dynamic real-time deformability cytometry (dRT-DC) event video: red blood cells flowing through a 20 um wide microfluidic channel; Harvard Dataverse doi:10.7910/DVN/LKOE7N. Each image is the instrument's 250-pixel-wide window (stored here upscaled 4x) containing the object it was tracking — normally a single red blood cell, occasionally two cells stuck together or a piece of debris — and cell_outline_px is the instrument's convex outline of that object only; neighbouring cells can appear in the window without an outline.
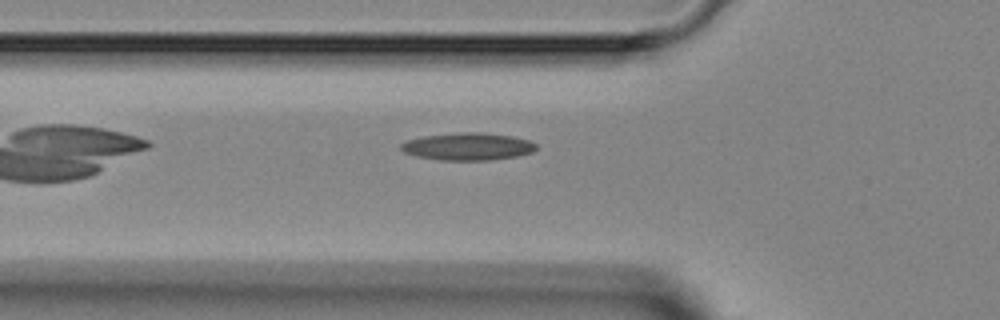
{"species": "Egyptian fruit bat (a non-hibernating species)", "species_latin": "Rousettus aegyptiacus", "temperature_condition": "room temperature", "stored_images_in_passage": 4, "camera_frame_rate_fps": 3000, "um_per_image_px": 0.085, "animal": {"sex": "female"}, "frame": {"image": 1, "passage_image": 4, "time_ms": 4.333, "image_size_px": [1000, 320], "cell_outline_px": [[536, 148], [532, 152], [516, 156], [492, 160], [440, 160], [416, 156], [404, 152], [400, 148], [400, 144], [408, 140], [424, 136], [464, 132], [480, 132], [512, 136], [528, 140], [536, 144]], "centroid_in_image_um": [39.76, 12.46], "position_along_channel_um": 86.0, "area_um2": 21.44}}